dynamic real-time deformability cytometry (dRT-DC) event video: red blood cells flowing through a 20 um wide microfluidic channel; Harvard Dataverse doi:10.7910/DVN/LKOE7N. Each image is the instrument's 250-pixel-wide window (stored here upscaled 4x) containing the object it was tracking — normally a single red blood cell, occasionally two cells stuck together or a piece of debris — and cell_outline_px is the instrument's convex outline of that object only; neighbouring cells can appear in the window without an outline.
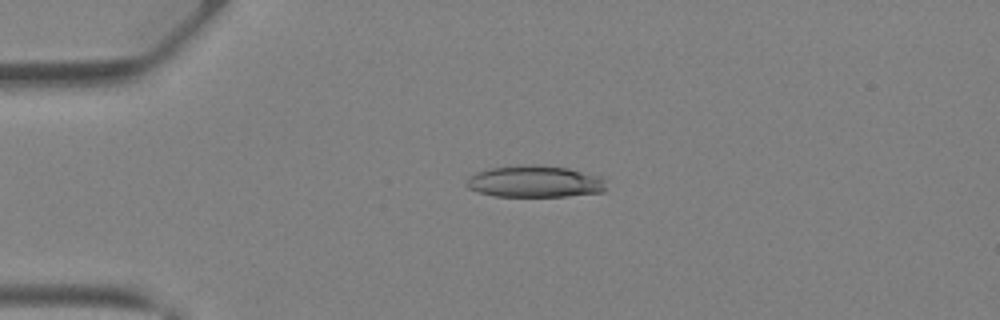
{"species": "Egyptian fruit bat (a non-hibernating species)", "species_latin": "Rousettus aegyptiacus", "temperature_condition": "warm", "stored_images_in_passage": 31, "camera_frame_rate_fps": 3000, "um_per_image_px": 0.085, "animal": {"sex": "female"}, "frame": {"image": 1, "passage_image": 1, "time_ms": 0.0, "image_size_px": [1000, 320], "cell_outline_px": [[608, 188], [604, 192], [568, 196], [492, 196], [476, 192], [468, 188], [464, 184], [468, 176], [476, 172], [488, 168], [528, 164], [544, 164], [568, 168], [600, 176], [604, 180]], "centroid_in_image_um": [45.44, 15.42], "position_along_channel_um": 39.6, "area_um2": 26.41}}
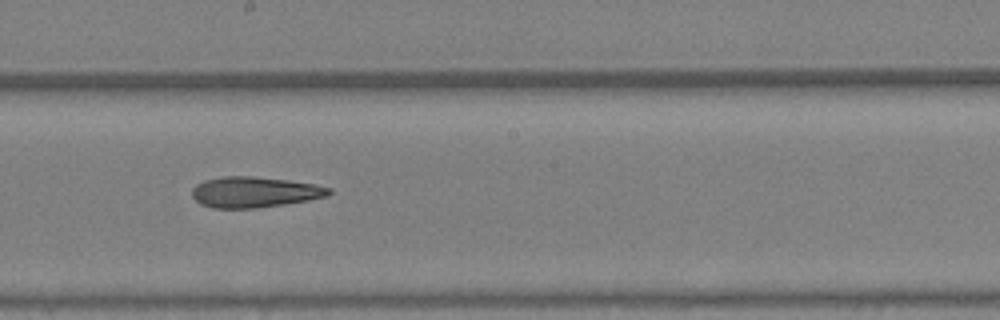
{"frame": {"image": 2, "passage_image": 14, "time_ms": 4.333, "image_size_px": [1000, 320], "cell_outline_px": [[332, 192], [328, 196], [308, 200], [284, 204], [256, 208], [212, 208], [200, 204], [192, 196], [192, 188], [196, 184], [204, 180], [224, 176], [252, 176], [288, 180], [316, 184], [332, 188]], "centroid_in_image_um": [21.63, 16.32], "position_along_channel_um": 226.6, "area_um2": 24.62}}
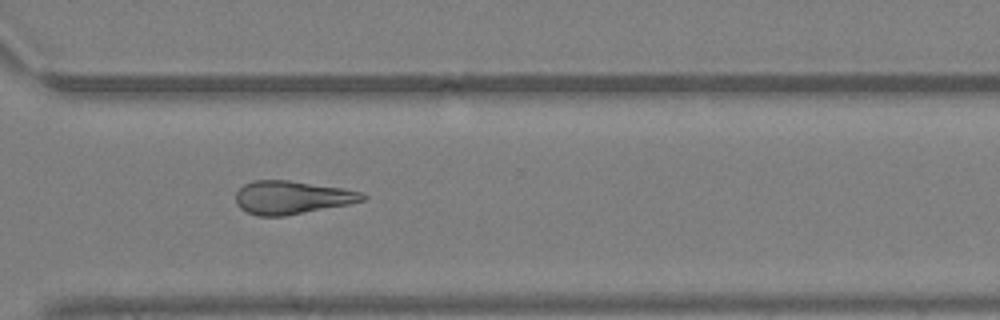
{"frame": {"image": 3, "passage_image": 21, "time_ms": 6.667, "image_size_px": [1000, 320], "cell_outline_px": [[368, 196], [364, 200], [348, 204], [284, 216], [256, 216], [240, 208], [236, 204], [236, 192], [244, 184], [252, 180], [288, 180], [344, 188], [364, 192]], "centroid_in_image_um": [24.81, 16.78], "position_along_channel_um": 345.8, "area_um2": 24.62}}